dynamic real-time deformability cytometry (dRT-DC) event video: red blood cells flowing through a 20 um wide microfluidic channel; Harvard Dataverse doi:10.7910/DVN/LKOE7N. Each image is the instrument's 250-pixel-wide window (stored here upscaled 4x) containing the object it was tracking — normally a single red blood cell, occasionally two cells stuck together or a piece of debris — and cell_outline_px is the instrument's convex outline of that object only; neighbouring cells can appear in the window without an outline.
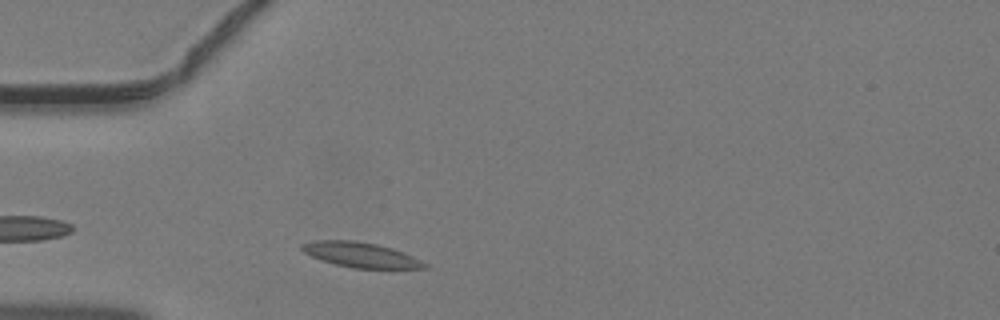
{"species": "common noctule bat (a hibernating species)", "species_latin": "Nyctalus noctula", "temperature_condition": "warm", "stored_images_in_passage": 35, "camera_frame_rate_fps": 3000, "um_per_image_px": 0.085, "animal": {"sex": "male", "body_mass_g": 19.2, "forearm_length_mm": 51.8}, "frame": {"image": 1, "passage_image": 3, "time_ms": 0.667, "image_size_px": [1000, 320], "cell_outline_px": [[428, 268], [352, 268], [320, 260], [304, 252], [300, 248], [300, 244], [312, 240], [352, 240], [376, 244], [392, 248], [412, 256], [428, 264]], "centroid_in_image_um": [30.62, 21.65], "position_along_channel_um": 54.4, "area_um2": 17.8}}
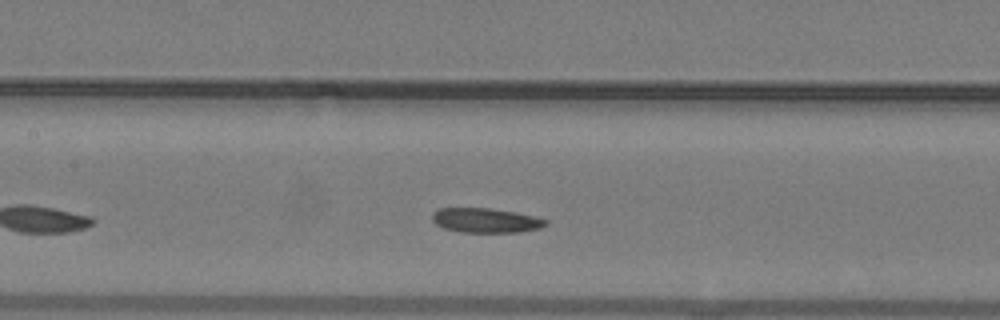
{"frame": {"image": 2, "passage_image": 11, "time_ms": 3.333, "image_size_px": [1000, 320], "cell_outline_px": [[548, 224], [540, 228], [520, 232], [460, 232], [444, 228], [436, 224], [432, 220], [432, 212], [440, 208], [492, 208], [516, 212], [548, 220]], "centroid_in_image_um": [41.28, 18.73], "position_along_channel_um": 166.1, "area_um2": 16.3}}
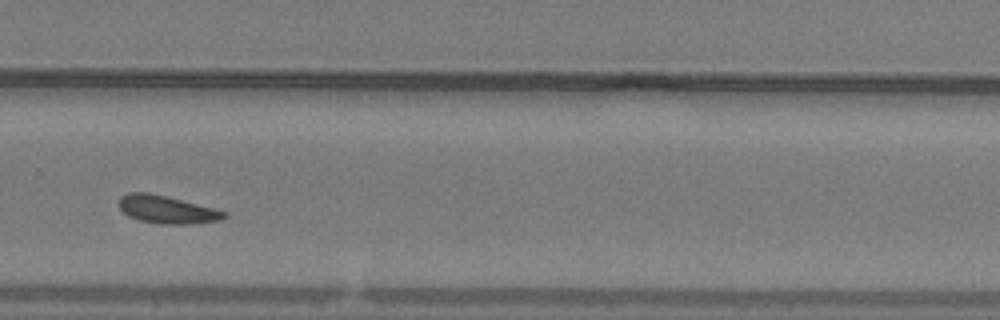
{"frame": {"image": 3, "passage_image": 21, "time_ms": 6.667, "image_size_px": [1000, 320], "cell_outline_px": [[228, 216], [220, 220], [184, 224], [160, 224], [140, 220], [128, 216], [120, 208], [120, 196], [128, 192], [148, 192], [228, 212]], "centroid_in_image_um": [14.16, 17.81], "position_along_channel_um": 315.6, "area_um2": 16.7}}